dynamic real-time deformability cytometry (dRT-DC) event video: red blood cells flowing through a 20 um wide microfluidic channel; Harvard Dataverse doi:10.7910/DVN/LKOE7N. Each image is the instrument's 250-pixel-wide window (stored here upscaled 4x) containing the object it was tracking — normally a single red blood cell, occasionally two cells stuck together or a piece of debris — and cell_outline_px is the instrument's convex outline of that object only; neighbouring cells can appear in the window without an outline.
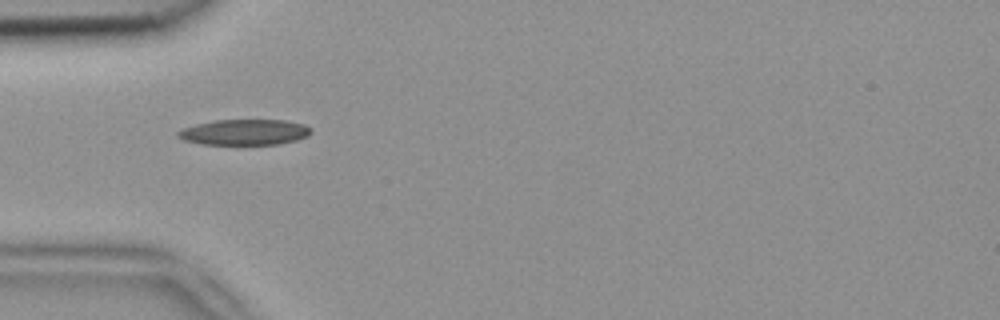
{"species": "common noctule bat (a hibernating species)", "species_latin": "Nyctalus noctula", "temperature_condition": "room temperature", "stored_images_in_passage": 5, "camera_frame_rate_fps": 3000, "um_per_image_px": 0.085, "animal": {"sex": "female", "body_mass_g": 18.4}, "frame": {"image": 1, "passage_image": 1, "time_ms": 0.0, "image_size_px": [1000, 320], "cell_outline_px": [[312, 132], [308, 136], [296, 140], [276, 144], [200, 144], [184, 140], [176, 136], [176, 132], [180, 128], [212, 120], [288, 120], [304, 124], [312, 128]], "centroid_in_image_um": [20.76, 11.22], "position_along_channel_um": 64.2, "area_um2": 20.11}}
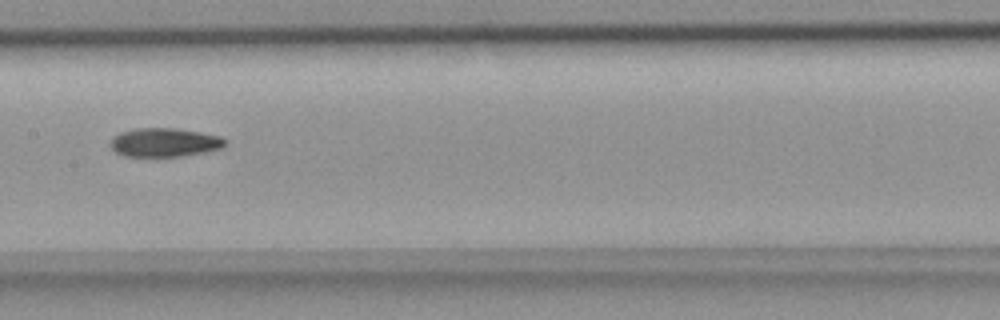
{"frame": {"image": 2, "passage_image": 4, "time_ms": 1.0, "image_size_px": [1000, 320], "cell_outline_px": [[228, 140], [220, 148], [204, 152], [184, 156], [124, 156], [116, 152], [108, 144], [112, 136], [120, 132], [136, 128], [176, 128], [200, 132], [220, 136]], "centroid_in_image_um": [13.94, 12.1], "position_along_channel_um": 193.5, "area_um2": 19.31}}
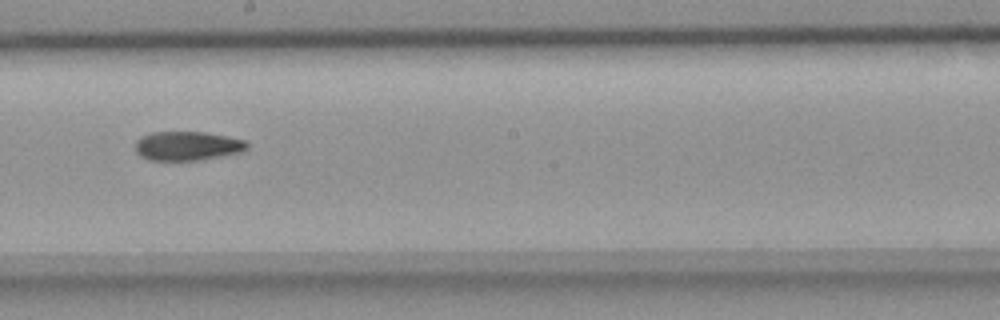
{"frame": {"image": 3, "passage_image": 5, "time_ms": 1.333, "image_size_px": [1000, 320], "cell_outline_px": [[248, 148], [240, 152], [200, 160], [148, 160], [140, 156], [136, 152], [136, 140], [140, 136], [152, 132], [204, 132], [228, 136], [248, 140]], "centroid_in_image_um": [15.93, 12.39], "position_along_channel_um": 232.3, "area_um2": 19.07}}